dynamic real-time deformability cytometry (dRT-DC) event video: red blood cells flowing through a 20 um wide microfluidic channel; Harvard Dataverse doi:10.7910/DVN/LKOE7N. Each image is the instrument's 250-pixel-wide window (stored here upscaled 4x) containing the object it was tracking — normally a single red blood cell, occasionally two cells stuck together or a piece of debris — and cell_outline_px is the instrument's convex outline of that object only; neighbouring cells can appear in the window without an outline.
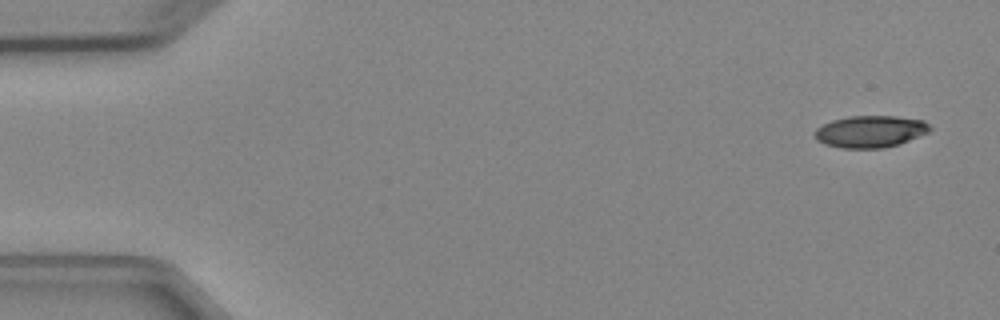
{"species": "Egyptian fruit bat (a non-hibernating species)", "species_latin": "Rousettus aegyptiacus", "temperature_condition": "cold", "stored_images_in_passage": 4, "camera_frame_rate_fps": 3000, "um_per_image_px": 0.085, "animal": {"sex": "female"}, "frame": {"image": 1, "passage_image": 1, "time_ms": 0.0, "image_size_px": [1000, 320], "cell_outline_px": [[932, 128], [928, 132], [900, 144], [884, 148], [840, 148], [824, 144], [816, 140], [816, 128], [832, 120], [848, 116], [896, 116], [924, 120]], "centroid_in_image_um": [73.98, 11.18], "position_along_channel_um": 11.0, "area_um2": 21.44}}
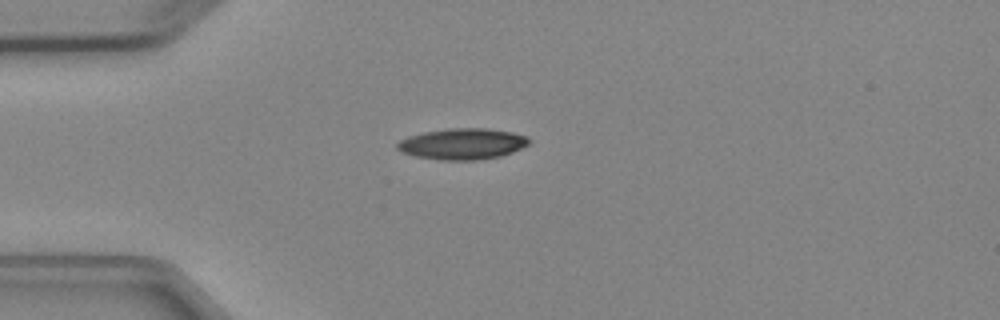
{"frame": {"image": 2, "passage_image": 4, "time_ms": 3.667, "image_size_px": [1000, 320], "cell_outline_px": [[532, 140], [528, 144], [512, 152], [500, 156], [476, 160], [440, 160], [416, 156], [404, 152], [396, 148], [396, 144], [400, 140], [408, 136], [424, 132], [448, 128], [484, 128], [512, 132], [528, 136]], "centroid_in_image_um": [39.32, 12.22], "position_along_channel_um": 45.7, "area_um2": 23.81}}